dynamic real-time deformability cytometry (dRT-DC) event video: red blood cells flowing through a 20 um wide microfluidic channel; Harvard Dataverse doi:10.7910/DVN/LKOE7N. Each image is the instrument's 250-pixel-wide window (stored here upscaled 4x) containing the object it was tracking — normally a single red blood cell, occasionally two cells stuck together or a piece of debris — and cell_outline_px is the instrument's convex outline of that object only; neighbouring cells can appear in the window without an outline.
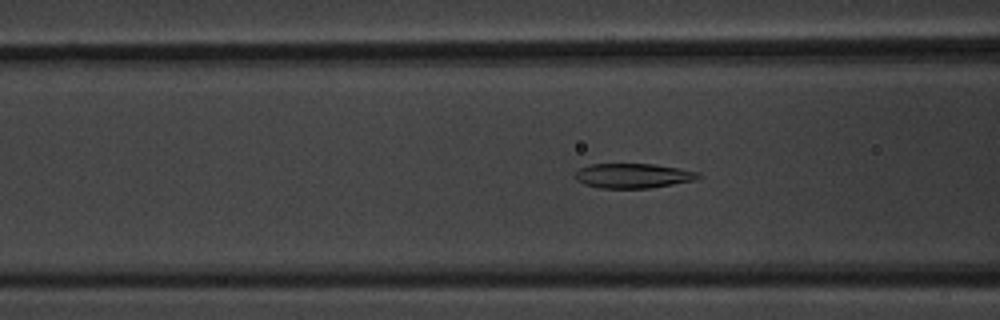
{"species": "common noctule bat (a hibernating species)", "species_latin": "Nyctalus noctula", "temperature_condition": "warm", "stored_images_in_passage": 60, "camera_frame_rate_fps": 3000, "um_per_image_px": 0.085, "animal": {"sex": "male", "body_mass_g": 20.1, "forearm_length_mm": 53.5}, "frame": {"image": 1, "passage_image": 23, "time_ms": 7.333, "image_size_px": [1000, 320], "cell_outline_px": [[704, 176], [696, 180], [648, 188], [600, 188], [584, 184], [576, 180], [572, 176], [580, 168], [592, 164], [656, 164], [700, 172]], "centroid_in_image_um": [53.83, 14.94], "position_along_channel_um": 112.8, "area_um2": 17.86}}
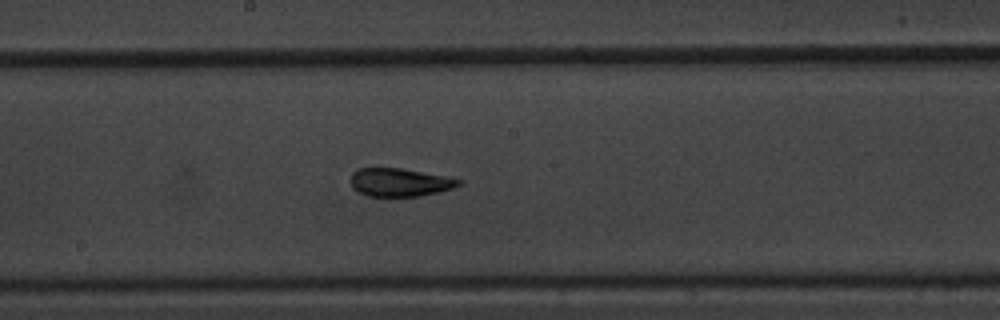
{"frame": {"image": 2, "passage_image": 32, "time_ms": 10.333, "image_size_px": [1000, 320], "cell_outline_px": [[464, 184], [440, 192], [420, 196], [368, 196], [352, 188], [352, 172], [360, 168], [400, 168], [448, 176], [464, 180]], "centroid_in_image_um": [34.06, 15.49], "position_along_channel_um": 214.1, "area_um2": 17.86}}
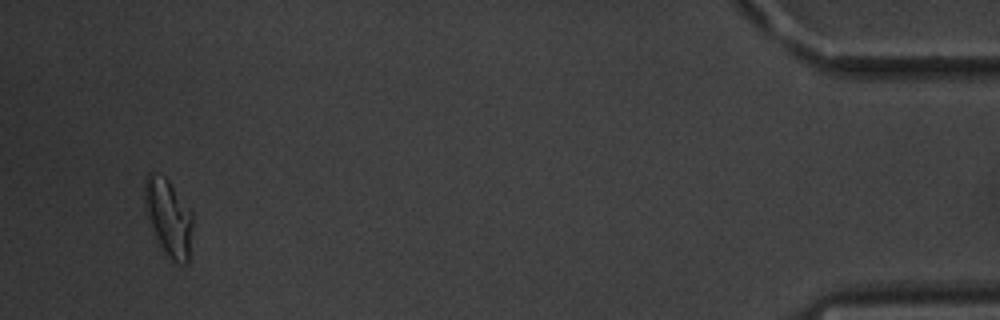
{"frame": {"image": 3, "passage_image": 57, "time_ms": 18.667, "image_size_px": [1000, 320], "cell_outline_px": [[192, 228], [188, 264], [176, 264], [164, 256], [160, 248], [144, 208], [144, 180], [148, 172], [152, 172], [164, 176], [168, 180], [192, 212]], "centroid_in_image_um": [14.3, 18.53], "position_along_channel_um": 420.9, "area_um2": 21.91}, "authors_computed_cell_mechanics": {"area_um2": 19.1029, "velocity_mm_per_s": 3.3767, "shape_relaxation_time_tau1_ms": 4.8734, "shape_relaxation_time_tau2_ms": 1.6615, "deformation_change_tau1": 0.1488, "deformation_change_tau2": 0.0805}}